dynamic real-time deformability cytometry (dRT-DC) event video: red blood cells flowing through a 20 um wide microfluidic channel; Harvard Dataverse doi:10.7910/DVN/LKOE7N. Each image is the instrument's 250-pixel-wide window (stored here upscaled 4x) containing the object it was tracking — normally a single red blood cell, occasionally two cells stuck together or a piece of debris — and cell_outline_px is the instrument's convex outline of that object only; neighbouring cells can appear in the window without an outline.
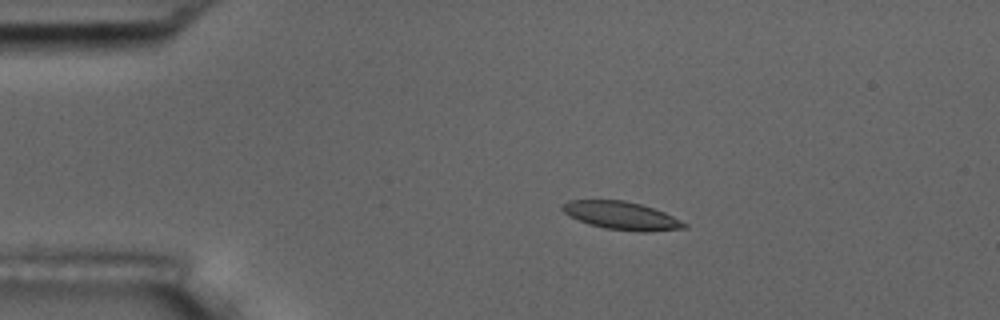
{"species": "common noctule bat (a hibernating species)", "species_latin": "Nyctalus noctula", "temperature_condition": "room temperature", "stored_images_in_passage": 8, "camera_frame_rate_fps": 3000, "um_per_image_px": 0.085, "animal": {"sex": "male", "body_mass_g": 17.5, "forearm_length_mm": 52.3}, "frame": {"image": 1, "passage_image": 4, "time_ms": 1.0, "image_size_px": [1000, 320], "cell_outline_px": [[688, 228], [644, 232], [640, 232], [604, 228], [588, 224], [564, 212], [560, 208], [560, 204], [568, 200], [624, 200], [640, 204], [664, 212], [688, 224]], "centroid_in_image_um": [52.82, 18.33], "position_along_channel_um": 32.2, "area_um2": 19.83}}
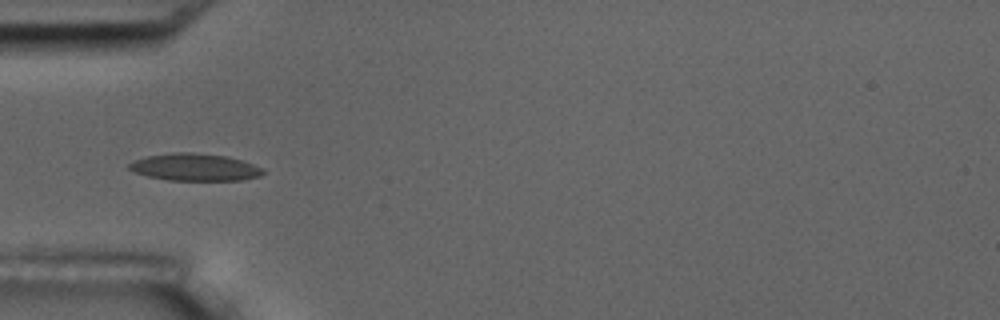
{"frame": {"image": 2, "passage_image": 6, "time_ms": 1.667, "image_size_px": [1000, 320], "cell_outline_px": [[264, 172], [260, 176], [240, 180], [168, 180], [148, 176], [136, 172], [128, 168], [128, 164], [132, 160], [148, 156], [172, 152], [192, 152], [228, 156], [264, 168]], "centroid_in_image_um": [16.55, 14.2], "position_along_channel_um": 68.5, "area_um2": 21.21}}